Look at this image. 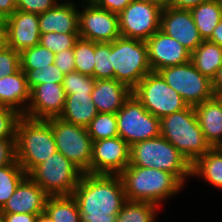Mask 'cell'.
Instances as JSON below:
<instances>
[{"label": "cell", "mask_w": 222, "mask_h": 222, "mask_svg": "<svg viewBox=\"0 0 222 222\" xmlns=\"http://www.w3.org/2000/svg\"><path fill=\"white\" fill-rule=\"evenodd\" d=\"M72 196L81 222H116L127 201L119 175L83 173Z\"/></svg>", "instance_id": "obj_1"}, {"label": "cell", "mask_w": 222, "mask_h": 222, "mask_svg": "<svg viewBox=\"0 0 222 222\" xmlns=\"http://www.w3.org/2000/svg\"><path fill=\"white\" fill-rule=\"evenodd\" d=\"M21 69L20 53L10 47L0 52V78L12 75Z\"/></svg>", "instance_id": "obj_39"}, {"label": "cell", "mask_w": 222, "mask_h": 222, "mask_svg": "<svg viewBox=\"0 0 222 222\" xmlns=\"http://www.w3.org/2000/svg\"><path fill=\"white\" fill-rule=\"evenodd\" d=\"M132 90L115 79L96 80L92 90V102L98 113H114L122 108L123 103L130 97Z\"/></svg>", "instance_id": "obj_21"}, {"label": "cell", "mask_w": 222, "mask_h": 222, "mask_svg": "<svg viewBox=\"0 0 222 222\" xmlns=\"http://www.w3.org/2000/svg\"><path fill=\"white\" fill-rule=\"evenodd\" d=\"M112 66L114 79L133 90L152 71L146 42L122 36L112 41Z\"/></svg>", "instance_id": "obj_6"}, {"label": "cell", "mask_w": 222, "mask_h": 222, "mask_svg": "<svg viewBox=\"0 0 222 222\" xmlns=\"http://www.w3.org/2000/svg\"><path fill=\"white\" fill-rule=\"evenodd\" d=\"M26 75L27 86L29 90L43 83L62 84L64 73L55 65L51 64L48 67H39L34 70H22Z\"/></svg>", "instance_id": "obj_35"}, {"label": "cell", "mask_w": 222, "mask_h": 222, "mask_svg": "<svg viewBox=\"0 0 222 222\" xmlns=\"http://www.w3.org/2000/svg\"><path fill=\"white\" fill-rule=\"evenodd\" d=\"M130 164V146L121 137L92 142L90 174L119 175Z\"/></svg>", "instance_id": "obj_14"}, {"label": "cell", "mask_w": 222, "mask_h": 222, "mask_svg": "<svg viewBox=\"0 0 222 222\" xmlns=\"http://www.w3.org/2000/svg\"><path fill=\"white\" fill-rule=\"evenodd\" d=\"M16 160L28 175L57 151L49 120L22 115L16 125Z\"/></svg>", "instance_id": "obj_3"}, {"label": "cell", "mask_w": 222, "mask_h": 222, "mask_svg": "<svg viewBox=\"0 0 222 222\" xmlns=\"http://www.w3.org/2000/svg\"><path fill=\"white\" fill-rule=\"evenodd\" d=\"M218 101L222 104V91L221 92H217L215 95H214Z\"/></svg>", "instance_id": "obj_52"}, {"label": "cell", "mask_w": 222, "mask_h": 222, "mask_svg": "<svg viewBox=\"0 0 222 222\" xmlns=\"http://www.w3.org/2000/svg\"><path fill=\"white\" fill-rule=\"evenodd\" d=\"M54 64L64 73V75L75 71V57L73 48L61 50L55 54Z\"/></svg>", "instance_id": "obj_41"}, {"label": "cell", "mask_w": 222, "mask_h": 222, "mask_svg": "<svg viewBox=\"0 0 222 222\" xmlns=\"http://www.w3.org/2000/svg\"><path fill=\"white\" fill-rule=\"evenodd\" d=\"M8 47L7 30L3 20H0V52Z\"/></svg>", "instance_id": "obj_49"}, {"label": "cell", "mask_w": 222, "mask_h": 222, "mask_svg": "<svg viewBox=\"0 0 222 222\" xmlns=\"http://www.w3.org/2000/svg\"><path fill=\"white\" fill-rule=\"evenodd\" d=\"M82 175L83 172L59 151L28 174L49 196H71Z\"/></svg>", "instance_id": "obj_7"}, {"label": "cell", "mask_w": 222, "mask_h": 222, "mask_svg": "<svg viewBox=\"0 0 222 222\" xmlns=\"http://www.w3.org/2000/svg\"><path fill=\"white\" fill-rule=\"evenodd\" d=\"M191 175L204 178L210 185L222 189V148H211L191 164Z\"/></svg>", "instance_id": "obj_25"}, {"label": "cell", "mask_w": 222, "mask_h": 222, "mask_svg": "<svg viewBox=\"0 0 222 222\" xmlns=\"http://www.w3.org/2000/svg\"><path fill=\"white\" fill-rule=\"evenodd\" d=\"M145 42L152 71L158 72L162 68L191 61V52L161 30H158Z\"/></svg>", "instance_id": "obj_16"}, {"label": "cell", "mask_w": 222, "mask_h": 222, "mask_svg": "<svg viewBox=\"0 0 222 222\" xmlns=\"http://www.w3.org/2000/svg\"><path fill=\"white\" fill-rule=\"evenodd\" d=\"M55 53L41 44L27 48L20 53L21 70H34L54 64Z\"/></svg>", "instance_id": "obj_34"}, {"label": "cell", "mask_w": 222, "mask_h": 222, "mask_svg": "<svg viewBox=\"0 0 222 222\" xmlns=\"http://www.w3.org/2000/svg\"><path fill=\"white\" fill-rule=\"evenodd\" d=\"M126 199L159 205L178 194L183 183L167 171L128 165L119 174Z\"/></svg>", "instance_id": "obj_2"}, {"label": "cell", "mask_w": 222, "mask_h": 222, "mask_svg": "<svg viewBox=\"0 0 222 222\" xmlns=\"http://www.w3.org/2000/svg\"><path fill=\"white\" fill-rule=\"evenodd\" d=\"M86 129L92 141L119 136L117 118L114 113H98Z\"/></svg>", "instance_id": "obj_31"}, {"label": "cell", "mask_w": 222, "mask_h": 222, "mask_svg": "<svg viewBox=\"0 0 222 222\" xmlns=\"http://www.w3.org/2000/svg\"><path fill=\"white\" fill-rule=\"evenodd\" d=\"M75 71L93 77L95 67L94 42L79 38L73 48Z\"/></svg>", "instance_id": "obj_33"}, {"label": "cell", "mask_w": 222, "mask_h": 222, "mask_svg": "<svg viewBox=\"0 0 222 222\" xmlns=\"http://www.w3.org/2000/svg\"><path fill=\"white\" fill-rule=\"evenodd\" d=\"M174 174L183 184L191 175V163L163 136L137 142L130 147V164Z\"/></svg>", "instance_id": "obj_5"}, {"label": "cell", "mask_w": 222, "mask_h": 222, "mask_svg": "<svg viewBox=\"0 0 222 222\" xmlns=\"http://www.w3.org/2000/svg\"><path fill=\"white\" fill-rule=\"evenodd\" d=\"M162 8L143 0L132 2L119 14L120 35L146 41L160 30Z\"/></svg>", "instance_id": "obj_12"}, {"label": "cell", "mask_w": 222, "mask_h": 222, "mask_svg": "<svg viewBox=\"0 0 222 222\" xmlns=\"http://www.w3.org/2000/svg\"><path fill=\"white\" fill-rule=\"evenodd\" d=\"M35 222H54L51 217L44 211L37 215Z\"/></svg>", "instance_id": "obj_50"}, {"label": "cell", "mask_w": 222, "mask_h": 222, "mask_svg": "<svg viewBox=\"0 0 222 222\" xmlns=\"http://www.w3.org/2000/svg\"><path fill=\"white\" fill-rule=\"evenodd\" d=\"M160 30L176 39L191 53L202 43L203 39L195 25L190 10L163 8Z\"/></svg>", "instance_id": "obj_17"}, {"label": "cell", "mask_w": 222, "mask_h": 222, "mask_svg": "<svg viewBox=\"0 0 222 222\" xmlns=\"http://www.w3.org/2000/svg\"><path fill=\"white\" fill-rule=\"evenodd\" d=\"M209 0H170L169 7L190 10L191 8Z\"/></svg>", "instance_id": "obj_46"}, {"label": "cell", "mask_w": 222, "mask_h": 222, "mask_svg": "<svg viewBox=\"0 0 222 222\" xmlns=\"http://www.w3.org/2000/svg\"><path fill=\"white\" fill-rule=\"evenodd\" d=\"M158 205L127 200L117 214L116 222H154Z\"/></svg>", "instance_id": "obj_29"}, {"label": "cell", "mask_w": 222, "mask_h": 222, "mask_svg": "<svg viewBox=\"0 0 222 222\" xmlns=\"http://www.w3.org/2000/svg\"><path fill=\"white\" fill-rule=\"evenodd\" d=\"M29 100L30 90L26 75L21 69L0 78V107L11 108L25 115Z\"/></svg>", "instance_id": "obj_22"}, {"label": "cell", "mask_w": 222, "mask_h": 222, "mask_svg": "<svg viewBox=\"0 0 222 222\" xmlns=\"http://www.w3.org/2000/svg\"><path fill=\"white\" fill-rule=\"evenodd\" d=\"M132 94L153 116L162 118L174 112L184 110L188 104L159 72H149L132 90Z\"/></svg>", "instance_id": "obj_8"}, {"label": "cell", "mask_w": 222, "mask_h": 222, "mask_svg": "<svg viewBox=\"0 0 222 222\" xmlns=\"http://www.w3.org/2000/svg\"><path fill=\"white\" fill-rule=\"evenodd\" d=\"M45 212L54 222H81L76 200L71 196H49Z\"/></svg>", "instance_id": "obj_28"}, {"label": "cell", "mask_w": 222, "mask_h": 222, "mask_svg": "<svg viewBox=\"0 0 222 222\" xmlns=\"http://www.w3.org/2000/svg\"><path fill=\"white\" fill-rule=\"evenodd\" d=\"M27 176L15 160L12 164L0 167V209L15 192L19 183Z\"/></svg>", "instance_id": "obj_30"}, {"label": "cell", "mask_w": 222, "mask_h": 222, "mask_svg": "<svg viewBox=\"0 0 222 222\" xmlns=\"http://www.w3.org/2000/svg\"><path fill=\"white\" fill-rule=\"evenodd\" d=\"M143 1L154 3L160 6L162 9L169 7V4H170V0H143Z\"/></svg>", "instance_id": "obj_51"}, {"label": "cell", "mask_w": 222, "mask_h": 222, "mask_svg": "<svg viewBox=\"0 0 222 222\" xmlns=\"http://www.w3.org/2000/svg\"><path fill=\"white\" fill-rule=\"evenodd\" d=\"M214 95L222 91V66L218 69L215 78L212 80Z\"/></svg>", "instance_id": "obj_48"}, {"label": "cell", "mask_w": 222, "mask_h": 222, "mask_svg": "<svg viewBox=\"0 0 222 222\" xmlns=\"http://www.w3.org/2000/svg\"><path fill=\"white\" fill-rule=\"evenodd\" d=\"M21 116L14 109L0 107V139H16V125Z\"/></svg>", "instance_id": "obj_38"}, {"label": "cell", "mask_w": 222, "mask_h": 222, "mask_svg": "<svg viewBox=\"0 0 222 222\" xmlns=\"http://www.w3.org/2000/svg\"><path fill=\"white\" fill-rule=\"evenodd\" d=\"M97 114L91 93H75L66 95L64 109L59 118L86 128Z\"/></svg>", "instance_id": "obj_24"}, {"label": "cell", "mask_w": 222, "mask_h": 222, "mask_svg": "<svg viewBox=\"0 0 222 222\" xmlns=\"http://www.w3.org/2000/svg\"><path fill=\"white\" fill-rule=\"evenodd\" d=\"M194 109L206 141L212 148L222 147V104L214 96Z\"/></svg>", "instance_id": "obj_23"}, {"label": "cell", "mask_w": 222, "mask_h": 222, "mask_svg": "<svg viewBox=\"0 0 222 222\" xmlns=\"http://www.w3.org/2000/svg\"><path fill=\"white\" fill-rule=\"evenodd\" d=\"M66 93L62 84L43 83L30 90V100L25 112L31 119L59 118L64 109Z\"/></svg>", "instance_id": "obj_15"}, {"label": "cell", "mask_w": 222, "mask_h": 222, "mask_svg": "<svg viewBox=\"0 0 222 222\" xmlns=\"http://www.w3.org/2000/svg\"><path fill=\"white\" fill-rule=\"evenodd\" d=\"M3 21L7 30L8 47L21 53L39 44L41 33L38 14L16 10Z\"/></svg>", "instance_id": "obj_18"}, {"label": "cell", "mask_w": 222, "mask_h": 222, "mask_svg": "<svg viewBox=\"0 0 222 222\" xmlns=\"http://www.w3.org/2000/svg\"><path fill=\"white\" fill-rule=\"evenodd\" d=\"M58 4L57 0H16L17 10L42 14Z\"/></svg>", "instance_id": "obj_40"}, {"label": "cell", "mask_w": 222, "mask_h": 222, "mask_svg": "<svg viewBox=\"0 0 222 222\" xmlns=\"http://www.w3.org/2000/svg\"><path fill=\"white\" fill-rule=\"evenodd\" d=\"M15 141L16 139H0V167L16 160Z\"/></svg>", "instance_id": "obj_42"}, {"label": "cell", "mask_w": 222, "mask_h": 222, "mask_svg": "<svg viewBox=\"0 0 222 222\" xmlns=\"http://www.w3.org/2000/svg\"><path fill=\"white\" fill-rule=\"evenodd\" d=\"M49 195L28 175L19 183L15 192L0 209L1 213L40 214L45 211Z\"/></svg>", "instance_id": "obj_19"}, {"label": "cell", "mask_w": 222, "mask_h": 222, "mask_svg": "<svg viewBox=\"0 0 222 222\" xmlns=\"http://www.w3.org/2000/svg\"><path fill=\"white\" fill-rule=\"evenodd\" d=\"M78 12L74 3H58L54 8L38 15L40 33H79Z\"/></svg>", "instance_id": "obj_20"}, {"label": "cell", "mask_w": 222, "mask_h": 222, "mask_svg": "<svg viewBox=\"0 0 222 222\" xmlns=\"http://www.w3.org/2000/svg\"><path fill=\"white\" fill-rule=\"evenodd\" d=\"M59 0H57V2H58ZM82 1H86V2H89V1H91V0H82ZM64 3H73V1H70V0H65V2Z\"/></svg>", "instance_id": "obj_53"}, {"label": "cell", "mask_w": 222, "mask_h": 222, "mask_svg": "<svg viewBox=\"0 0 222 222\" xmlns=\"http://www.w3.org/2000/svg\"><path fill=\"white\" fill-rule=\"evenodd\" d=\"M83 11L78 12L79 38L95 43H111L119 38V15L86 2Z\"/></svg>", "instance_id": "obj_13"}, {"label": "cell", "mask_w": 222, "mask_h": 222, "mask_svg": "<svg viewBox=\"0 0 222 222\" xmlns=\"http://www.w3.org/2000/svg\"><path fill=\"white\" fill-rule=\"evenodd\" d=\"M203 40H208L222 19V1L209 0L190 9Z\"/></svg>", "instance_id": "obj_27"}, {"label": "cell", "mask_w": 222, "mask_h": 222, "mask_svg": "<svg viewBox=\"0 0 222 222\" xmlns=\"http://www.w3.org/2000/svg\"><path fill=\"white\" fill-rule=\"evenodd\" d=\"M16 10V0H0V20H5Z\"/></svg>", "instance_id": "obj_45"}, {"label": "cell", "mask_w": 222, "mask_h": 222, "mask_svg": "<svg viewBox=\"0 0 222 222\" xmlns=\"http://www.w3.org/2000/svg\"><path fill=\"white\" fill-rule=\"evenodd\" d=\"M191 62L202 75L212 81L222 66V47L203 40L191 53Z\"/></svg>", "instance_id": "obj_26"}, {"label": "cell", "mask_w": 222, "mask_h": 222, "mask_svg": "<svg viewBox=\"0 0 222 222\" xmlns=\"http://www.w3.org/2000/svg\"><path fill=\"white\" fill-rule=\"evenodd\" d=\"M95 67L93 78L95 80L114 79V69L112 66V42L95 43Z\"/></svg>", "instance_id": "obj_32"}, {"label": "cell", "mask_w": 222, "mask_h": 222, "mask_svg": "<svg viewBox=\"0 0 222 222\" xmlns=\"http://www.w3.org/2000/svg\"><path fill=\"white\" fill-rule=\"evenodd\" d=\"M118 135L131 147L133 144L160 136V118L153 116L133 95L116 113Z\"/></svg>", "instance_id": "obj_9"}, {"label": "cell", "mask_w": 222, "mask_h": 222, "mask_svg": "<svg viewBox=\"0 0 222 222\" xmlns=\"http://www.w3.org/2000/svg\"><path fill=\"white\" fill-rule=\"evenodd\" d=\"M98 7L108 10L112 13L120 14L132 0H91Z\"/></svg>", "instance_id": "obj_43"}, {"label": "cell", "mask_w": 222, "mask_h": 222, "mask_svg": "<svg viewBox=\"0 0 222 222\" xmlns=\"http://www.w3.org/2000/svg\"><path fill=\"white\" fill-rule=\"evenodd\" d=\"M5 222H35L37 215L28 213H3Z\"/></svg>", "instance_id": "obj_44"}, {"label": "cell", "mask_w": 222, "mask_h": 222, "mask_svg": "<svg viewBox=\"0 0 222 222\" xmlns=\"http://www.w3.org/2000/svg\"><path fill=\"white\" fill-rule=\"evenodd\" d=\"M55 138L57 151L63 154L83 173L90 174L92 139L87 129L61 118L49 119Z\"/></svg>", "instance_id": "obj_10"}, {"label": "cell", "mask_w": 222, "mask_h": 222, "mask_svg": "<svg viewBox=\"0 0 222 222\" xmlns=\"http://www.w3.org/2000/svg\"><path fill=\"white\" fill-rule=\"evenodd\" d=\"M158 72L188 106H196L214 97L212 81L202 75L191 61L165 67Z\"/></svg>", "instance_id": "obj_11"}, {"label": "cell", "mask_w": 222, "mask_h": 222, "mask_svg": "<svg viewBox=\"0 0 222 222\" xmlns=\"http://www.w3.org/2000/svg\"><path fill=\"white\" fill-rule=\"evenodd\" d=\"M160 134L191 164L212 148L200 128L194 106L160 118Z\"/></svg>", "instance_id": "obj_4"}, {"label": "cell", "mask_w": 222, "mask_h": 222, "mask_svg": "<svg viewBox=\"0 0 222 222\" xmlns=\"http://www.w3.org/2000/svg\"><path fill=\"white\" fill-rule=\"evenodd\" d=\"M0 222H5V219H4V216H3V213L0 212Z\"/></svg>", "instance_id": "obj_54"}, {"label": "cell", "mask_w": 222, "mask_h": 222, "mask_svg": "<svg viewBox=\"0 0 222 222\" xmlns=\"http://www.w3.org/2000/svg\"><path fill=\"white\" fill-rule=\"evenodd\" d=\"M96 80L78 71H71L64 76L62 87L66 95L75 93H92Z\"/></svg>", "instance_id": "obj_37"}, {"label": "cell", "mask_w": 222, "mask_h": 222, "mask_svg": "<svg viewBox=\"0 0 222 222\" xmlns=\"http://www.w3.org/2000/svg\"><path fill=\"white\" fill-rule=\"evenodd\" d=\"M79 39V33H56L50 32L41 34L39 44L48 50L57 54L61 50L74 48L76 41Z\"/></svg>", "instance_id": "obj_36"}, {"label": "cell", "mask_w": 222, "mask_h": 222, "mask_svg": "<svg viewBox=\"0 0 222 222\" xmlns=\"http://www.w3.org/2000/svg\"><path fill=\"white\" fill-rule=\"evenodd\" d=\"M208 41L222 47V19L218 23V25L214 28L213 33L211 37L208 39Z\"/></svg>", "instance_id": "obj_47"}]
</instances>
